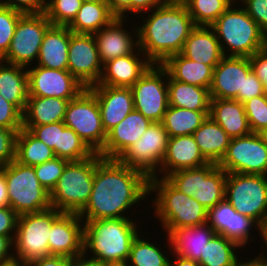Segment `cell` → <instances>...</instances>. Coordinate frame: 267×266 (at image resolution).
Masks as SVG:
<instances>
[{"mask_svg":"<svg viewBox=\"0 0 267 266\" xmlns=\"http://www.w3.org/2000/svg\"><path fill=\"white\" fill-rule=\"evenodd\" d=\"M149 179L142 171L124 165L118 159L103 158L96 153L92 192L85 208L79 213L80 218H129L125 214L127 210L151 196Z\"/></svg>","mask_w":267,"mask_h":266,"instance_id":"6da1fadb","label":"cell"},{"mask_svg":"<svg viewBox=\"0 0 267 266\" xmlns=\"http://www.w3.org/2000/svg\"><path fill=\"white\" fill-rule=\"evenodd\" d=\"M142 16L137 26L138 46L153 64H162L167 58L181 53L190 32L195 27L183 1L166 0ZM150 13V14H149Z\"/></svg>","mask_w":267,"mask_h":266,"instance_id":"7a4b0ae2","label":"cell"},{"mask_svg":"<svg viewBox=\"0 0 267 266\" xmlns=\"http://www.w3.org/2000/svg\"><path fill=\"white\" fill-rule=\"evenodd\" d=\"M133 219L130 217L83 220V256L98 263L127 261L131 245L141 233L140 226H137L134 222L136 220ZM87 252H91L92 256Z\"/></svg>","mask_w":267,"mask_h":266,"instance_id":"3957f363","label":"cell"},{"mask_svg":"<svg viewBox=\"0 0 267 266\" xmlns=\"http://www.w3.org/2000/svg\"><path fill=\"white\" fill-rule=\"evenodd\" d=\"M149 194L156 196L150 206L154 205L151 208L155 209L154 217H157L167 235L178 227H192L207 222L208 209L192 196L178 190L166 177H150Z\"/></svg>","mask_w":267,"mask_h":266,"instance_id":"277c9868","label":"cell"},{"mask_svg":"<svg viewBox=\"0 0 267 266\" xmlns=\"http://www.w3.org/2000/svg\"><path fill=\"white\" fill-rule=\"evenodd\" d=\"M211 27L224 56L251 57L267 46L266 34L242 6L231 5Z\"/></svg>","mask_w":267,"mask_h":266,"instance_id":"5b68a950","label":"cell"},{"mask_svg":"<svg viewBox=\"0 0 267 266\" xmlns=\"http://www.w3.org/2000/svg\"><path fill=\"white\" fill-rule=\"evenodd\" d=\"M96 153L81 161H70L50 192L51 207L79 214L88 203L94 181Z\"/></svg>","mask_w":267,"mask_h":266,"instance_id":"8992f818","label":"cell"},{"mask_svg":"<svg viewBox=\"0 0 267 266\" xmlns=\"http://www.w3.org/2000/svg\"><path fill=\"white\" fill-rule=\"evenodd\" d=\"M61 213L51 207L40 212L19 215L13 241L15 264L25 266L36 259L51 256L48 246L50 229Z\"/></svg>","mask_w":267,"mask_h":266,"instance_id":"52a82bcc","label":"cell"},{"mask_svg":"<svg viewBox=\"0 0 267 266\" xmlns=\"http://www.w3.org/2000/svg\"><path fill=\"white\" fill-rule=\"evenodd\" d=\"M0 169L6 179L9 206L18 215L51 208L50 192L38 181L33 166L14 160Z\"/></svg>","mask_w":267,"mask_h":266,"instance_id":"ba28073f","label":"cell"},{"mask_svg":"<svg viewBox=\"0 0 267 266\" xmlns=\"http://www.w3.org/2000/svg\"><path fill=\"white\" fill-rule=\"evenodd\" d=\"M178 190L192 196L208 210L225 198L227 173L215 163L180 169L166 177Z\"/></svg>","mask_w":267,"mask_h":266,"instance_id":"9c48e42d","label":"cell"},{"mask_svg":"<svg viewBox=\"0 0 267 266\" xmlns=\"http://www.w3.org/2000/svg\"><path fill=\"white\" fill-rule=\"evenodd\" d=\"M225 198L238 213L259 224L267 215V176L227 173Z\"/></svg>","mask_w":267,"mask_h":266,"instance_id":"30bf717a","label":"cell"},{"mask_svg":"<svg viewBox=\"0 0 267 266\" xmlns=\"http://www.w3.org/2000/svg\"><path fill=\"white\" fill-rule=\"evenodd\" d=\"M64 124L73 129L95 153L103 149L107 134L102 126L96 96L88 88L68 102Z\"/></svg>","mask_w":267,"mask_h":266,"instance_id":"8fae6325","label":"cell"},{"mask_svg":"<svg viewBox=\"0 0 267 266\" xmlns=\"http://www.w3.org/2000/svg\"><path fill=\"white\" fill-rule=\"evenodd\" d=\"M52 25L44 13L23 14L16 25L7 53L0 59L28 68L37 62L42 40Z\"/></svg>","mask_w":267,"mask_h":266,"instance_id":"7c38bea8","label":"cell"},{"mask_svg":"<svg viewBox=\"0 0 267 266\" xmlns=\"http://www.w3.org/2000/svg\"><path fill=\"white\" fill-rule=\"evenodd\" d=\"M167 81L165 68L161 64H152L131 87L134 109L151 122H162L169 106Z\"/></svg>","mask_w":267,"mask_h":266,"instance_id":"4fadbf2b","label":"cell"},{"mask_svg":"<svg viewBox=\"0 0 267 266\" xmlns=\"http://www.w3.org/2000/svg\"><path fill=\"white\" fill-rule=\"evenodd\" d=\"M169 138L161 122H152L140 139L127 148L118 160L142 171L149 178L158 175Z\"/></svg>","mask_w":267,"mask_h":266,"instance_id":"5bb4252c","label":"cell"},{"mask_svg":"<svg viewBox=\"0 0 267 266\" xmlns=\"http://www.w3.org/2000/svg\"><path fill=\"white\" fill-rule=\"evenodd\" d=\"M218 166L226 173L267 176V143L253 132L232 138Z\"/></svg>","mask_w":267,"mask_h":266,"instance_id":"9a60e30c","label":"cell"},{"mask_svg":"<svg viewBox=\"0 0 267 266\" xmlns=\"http://www.w3.org/2000/svg\"><path fill=\"white\" fill-rule=\"evenodd\" d=\"M68 71L85 88L98 84L103 71V63L92 34H79L71 31Z\"/></svg>","mask_w":267,"mask_h":266,"instance_id":"2e32d148","label":"cell"},{"mask_svg":"<svg viewBox=\"0 0 267 266\" xmlns=\"http://www.w3.org/2000/svg\"><path fill=\"white\" fill-rule=\"evenodd\" d=\"M29 96L72 100L86 89L68 70L27 68Z\"/></svg>","mask_w":267,"mask_h":266,"instance_id":"e0dca14e","label":"cell"},{"mask_svg":"<svg viewBox=\"0 0 267 266\" xmlns=\"http://www.w3.org/2000/svg\"><path fill=\"white\" fill-rule=\"evenodd\" d=\"M251 70L249 57L224 56L214 68L210 98L243 103L244 78Z\"/></svg>","mask_w":267,"mask_h":266,"instance_id":"ac0fdd59","label":"cell"},{"mask_svg":"<svg viewBox=\"0 0 267 266\" xmlns=\"http://www.w3.org/2000/svg\"><path fill=\"white\" fill-rule=\"evenodd\" d=\"M207 223L216 234L237 243L241 249L252 242V238L255 239L251 234L254 231L250 230L253 227L258 230V223L251 217L238 213L226 198L208 210Z\"/></svg>","mask_w":267,"mask_h":266,"instance_id":"d6986e66","label":"cell"},{"mask_svg":"<svg viewBox=\"0 0 267 266\" xmlns=\"http://www.w3.org/2000/svg\"><path fill=\"white\" fill-rule=\"evenodd\" d=\"M84 221L77 213L62 212L52 223L48 246L50 255L70 259L83 256Z\"/></svg>","mask_w":267,"mask_h":266,"instance_id":"ffe728a7","label":"cell"},{"mask_svg":"<svg viewBox=\"0 0 267 266\" xmlns=\"http://www.w3.org/2000/svg\"><path fill=\"white\" fill-rule=\"evenodd\" d=\"M127 20L129 19L116 17L93 34L103 64L111 59L134 53L139 48L137 27L132 29L133 33L132 30H125Z\"/></svg>","mask_w":267,"mask_h":266,"instance_id":"44dd1931","label":"cell"},{"mask_svg":"<svg viewBox=\"0 0 267 266\" xmlns=\"http://www.w3.org/2000/svg\"><path fill=\"white\" fill-rule=\"evenodd\" d=\"M152 64L138 48L134 53L104 63L101 78L95 85L131 88Z\"/></svg>","mask_w":267,"mask_h":266,"instance_id":"7402d4cb","label":"cell"},{"mask_svg":"<svg viewBox=\"0 0 267 266\" xmlns=\"http://www.w3.org/2000/svg\"><path fill=\"white\" fill-rule=\"evenodd\" d=\"M88 89L96 96L106 134L134 110L131 88L92 85Z\"/></svg>","mask_w":267,"mask_h":266,"instance_id":"603a6c76","label":"cell"},{"mask_svg":"<svg viewBox=\"0 0 267 266\" xmlns=\"http://www.w3.org/2000/svg\"><path fill=\"white\" fill-rule=\"evenodd\" d=\"M151 123L139 111L132 110L107 133L104 147L99 154L103 158L118 159L127 148L140 139Z\"/></svg>","mask_w":267,"mask_h":266,"instance_id":"cb8c5ba5","label":"cell"},{"mask_svg":"<svg viewBox=\"0 0 267 266\" xmlns=\"http://www.w3.org/2000/svg\"><path fill=\"white\" fill-rule=\"evenodd\" d=\"M208 163L192 135L170 137L158 175L155 176L167 177L177 170L199 168Z\"/></svg>","mask_w":267,"mask_h":266,"instance_id":"d4e9b609","label":"cell"},{"mask_svg":"<svg viewBox=\"0 0 267 266\" xmlns=\"http://www.w3.org/2000/svg\"><path fill=\"white\" fill-rule=\"evenodd\" d=\"M215 234L214 229L207 222L192 227H178L166 237L168 241L166 245L170 246L167 250H172L173 255L198 262L207 243Z\"/></svg>","mask_w":267,"mask_h":266,"instance_id":"484cf974","label":"cell"},{"mask_svg":"<svg viewBox=\"0 0 267 266\" xmlns=\"http://www.w3.org/2000/svg\"><path fill=\"white\" fill-rule=\"evenodd\" d=\"M181 54L187 59L215 68L224 57L211 26H195L185 41Z\"/></svg>","mask_w":267,"mask_h":266,"instance_id":"4316f807","label":"cell"},{"mask_svg":"<svg viewBox=\"0 0 267 266\" xmlns=\"http://www.w3.org/2000/svg\"><path fill=\"white\" fill-rule=\"evenodd\" d=\"M71 30L68 26L51 25L44 34L37 63L48 69L68 70Z\"/></svg>","mask_w":267,"mask_h":266,"instance_id":"83f0119b","label":"cell"},{"mask_svg":"<svg viewBox=\"0 0 267 266\" xmlns=\"http://www.w3.org/2000/svg\"><path fill=\"white\" fill-rule=\"evenodd\" d=\"M232 138L251 133L244 104L237 100L211 99L208 115Z\"/></svg>","mask_w":267,"mask_h":266,"instance_id":"f1b7e54d","label":"cell"},{"mask_svg":"<svg viewBox=\"0 0 267 266\" xmlns=\"http://www.w3.org/2000/svg\"><path fill=\"white\" fill-rule=\"evenodd\" d=\"M161 65L174 80L210 89L214 68L209 65L187 59L181 53L170 56Z\"/></svg>","mask_w":267,"mask_h":266,"instance_id":"f546056e","label":"cell"},{"mask_svg":"<svg viewBox=\"0 0 267 266\" xmlns=\"http://www.w3.org/2000/svg\"><path fill=\"white\" fill-rule=\"evenodd\" d=\"M0 95L24 113L29 97L27 68L0 60Z\"/></svg>","mask_w":267,"mask_h":266,"instance_id":"4dcf8cb0","label":"cell"},{"mask_svg":"<svg viewBox=\"0 0 267 266\" xmlns=\"http://www.w3.org/2000/svg\"><path fill=\"white\" fill-rule=\"evenodd\" d=\"M203 157L209 163L219 164L225 156L231 138L209 116L192 134Z\"/></svg>","mask_w":267,"mask_h":266,"instance_id":"1f68e13d","label":"cell"},{"mask_svg":"<svg viewBox=\"0 0 267 266\" xmlns=\"http://www.w3.org/2000/svg\"><path fill=\"white\" fill-rule=\"evenodd\" d=\"M68 100L29 96L23 113V126H40L64 121Z\"/></svg>","mask_w":267,"mask_h":266,"instance_id":"d6a6232c","label":"cell"},{"mask_svg":"<svg viewBox=\"0 0 267 266\" xmlns=\"http://www.w3.org/2000/svg\"><path fill=\"white\" fill-rule=\"evenodd\" d=\"M167 85L169 106L193 111H209L211 98L208 88L180 82L169 75Z\"/></svg>","mask_w":267,"mask_h":266,"instance_id":"836d02e7","label":"cell"},{"mask_svg":"<svg viewBox=\"0 0 267 266\" xmlns=\"http://www.w3.org/2000/svg\"><path fill=\"white\" fill-rule=\"evenodd\" d=\"M114 18L106 0L83 2L76 17L68 28L73 33L95 34Z\"/></svg>","mask_w":267,"mask_h":266,"instance_id":"e575fe53","label":"cell"},{"mask_svg":"<svg viewBox=\"0 0 267 266\" xmlns=\"http://www.w3.org/2000/svg\"><path fill=\"white\" fill-rule=\"evenodd\" d=\"M208 115L209 111H193L168 106L161 123L169 137L192 135L202 125Z\"/></svg>","mask_w":267,"mask_h":266,"instance_id":"d590c367","label":"cell"},{"mask_svg":"<svg viewBox=\"0 0 267 266\" xmlns=\"http://www.w3.org/2000/svg\"><path fill=\"white\" fill-rule=\"evenodd\" d=\"M55 157L53 149L36 138L29 130L22 128L18 132L15 150L17 162L34 167Z\"/></svg>","mask_w":267,"mask_h":266,"instance_id":"8d00e7d4","label":"cell"},{"mask_svg":"<svg viewBox=\"0 0 267 266\" xmlns=\"http://www.w3.org/2000/svg\"><path fill=\"white\" fill-rule=\"evenodd\" d=\"M241 248L223 235L215 234L207 243L198 263L200 266H236ZM239 250V252H237Z\"/></svg>","mask_w":267,"mask_h":266,"instance_id":"74e56055","label":"cell"},{"mask_svg":"<svg viewBox=\"0 0 267 266\" xmlns=\"http://www.w3.org/2000/svg\"><path fill=\"white\" fill-rule=\"evenodd\" d=\"M134 239L127 260L129 266H169L170 255L163 251L155 241L154 243L140 235ZM156 243V244H155ZM155 244V245H154ZM160 248V249H159ZM162 249V250H161Z\"/></svg>","mask_w":267,"mask_h":266,"instance_id":"f35d334b","label":"cell"},{"mask_svg":"<svg viewBox=\"0 0 267 266\" xmlns=\"http://www.w3.org/2000/svg\"><path fill=\"white\" fill-rule=\"evenodd\" d=\"M195 26H211L231 4L226 0H182Z\"/></svg>","mask_w":267,"mask_h":266,"instance_id":"ab89813d","label":"cell"},{"mask_svg":"<svg viewBox=\"0 0 267 266\" xmlns=\"http://www.w3.org/2000/svg\"><path fill=\"white\" fill-rule=\"evenodd\" d=\"M95 152L71 128L60 131L59 158L68 161H81L93 156Z\"/></svg>","mask_w":267,"mask_h":266,"instance_id":"60d3db41","label":"cell"},{"mask_svg":"<svg viewBox=\"0 0 267 266\" xmlns=\"http://www.w3.org/2000/svg\"><path fill=\"white\" fill-rule=\"evenodd\" d=\"M82 4L81 0H45L44 14L52 25L69 26Z\"/></svg>","mask_w":267,"mask_h":266,"instance_id":"b9f144b4","label":"cell"},{"mask_svg":"<svg viewBox=\"0 0 267 266\" xmlns=\"http://www.w3.org/2000/svg\"><path fill=\"white\" fill-rule=\"evenodd\" d=\"M69 162L70 161L66 159L55 157L52 160L34 166V170L40 184L47 191L51 192Z\"/></svg>","mask_w":267,"mask_h":266,"instance_id":"7bdbcfd3","label":"cell"},{"mask_svg":"<svg viewBox=\"0 0 267 266\" xmlns=\"http://www.w3.org/2000/svg\"><path fill=\"white\" fill-rule=\"evenodd\" d=\"M23 14L0 4V59L7 53L16 25Z\"/></svg>","mask_w":267,"mask_h":266,"instance_id":"ee69618b","label":"cell"},{"mask_svg":"<svg viewBox=\"0 0 267 266\" xmlns=\"http://www.w3.org/2000/svg\"><path fill=\"white\" fill-rule=\"evenodd\" d=\"M243 104L251 132L258 133L267 126V94L253 97Z\"/></svg>","mask_w":267,"mask_h":266,"instance_id":"f6af8a7d","label":"cell"},{"mask_svg":"<svg viewBox=\"0 0 267 266\" xmlns=\"http://www.w3.org/2000/svg\"><path fill=\"white\" fill-rule=\"evenodd\" d=\"M65 127L66 125L64 124V121L40 126H23V128L29 130L36 138L53 149L55 156L58 158L60 131H62Z\"/></svg>","mask_w":267,"mask_h":266,"instance_id":"bcb514c9","label":"cell"},{"mask_svg":"<svg viewBox=\"0 0 267 266\" xmlns=\"http://www.w3.org/2000/svg\"><path fill=\"white\" fill-rule=\"evenodd\" d=\"M0 126L14 131L23 128V113L0 95Z\"/></svg>","mask_w":267,"mask_h":266,"instance_id":"7dc6e473","label":"cell"},{"mask_svg":"<svg viewBox=\"0 0 267 266\" xmlns=\"http://www.w3.org/2000/svg\"><path fill=\"white\" fill-rule=\"evenodd\" d=\"M19 131L0 126V167L15 160L16 137Z\"/></svg>","mask_w":267,"mask_h":266,"instance_id":"c3c4849f","label":"cell"},{"mask_svg":"<svg viewBox=\"0 0 267 266\" xmlns=\"http://www.w3.org/2000/svg\"><path fill=\"white\" fill-rule=\"evenodd\" d=\"M241 6L267 36V0H242Z\"/></svg>","mask_w":267,"mask_h":266,"instance_id":"681fc988","label":"cell"},{"mask_svg":"<svg viewBox=\"0 0 267 266\" xmlns=\"http://www.w3.org/2000/svg\"><path fill=\"white\" fill-rule=\"evenodd\" d=\"M19 215L10 207H0V235L15 238Z\"/></svg>","mask_w":267,"mask_h":266,"instance_id":"f907efd6","label":"cell"},{"mask_svg":"<svg viewBox=\"0 0 267 266\" xmlns=\"http://www.w3.org/2000/svg\"><path fill=\"white\" fill-rule=\"evenodd\" d=\"M252 71L263 84L267 93V46L249 57Z\"/></svg>","mask_w":267,"mask_h":266,"instance_id":"816d5d0a","label":"cell"},{"mask_svg":"<svg viewBox=\"0 0 267 266\" xmlns=\"http://www.w3.org/2000/svg\"><path fill=\"white\" fill-rule=\"evenodd\" d=\"M0 4L27 13H44L45 0H0Z\"/></svg>","mask_w":267,"mask_h":266,"instance_id":"f5cc1de1","label":"cell"},{"mask_svg":"<svg viewBox=\"0 0 267 266\" xmlns=\"http://www.w3.org/2000/svg\"><path fill=\"white\" fill-rule=\"evenodd\" d=\"M265 89L261 81L257 78L255 73L251 70L244 78L243 85V103L253 97L266 95Z\"/></svg>","mask_w":267,"mask_h":266,"instance_id":"db71d44e","label":"cell"},{"mask_svg":"<svg viewBox=\"0 0 267 266\" xmlns=\"http://www.w3.org/2000/svg\"><path fill=\"white\" fill-rule=\"evenodd\" d=\"M13 241L14 238L0 235V266H10L15 264L14 252H10L14 248Z\"/></svg>","mask_w":267,"mask_h":266,"instance_id":"11a10c76","label":"cell"},{"mask_svg":"<svg viewBox=\"0 0 267 266\" xmlns=\"http://www.w3.org/2000/svg\"><path fill=\"white\" fill-rule=\"evenodd\" d=\"M111 13L115 17L128 18L132 13V0H106ZM127 13V14H126Z\"/></svg>","mask_w":267,"mask_h":266,"instance_id":"9f6ffc18","label":"cell"},{"mask_svg":"<svg viewBox=\"0 0 267 266\" xmlns=\"http://www.w3.org/2000/svg\"><path fill=\"white\" fill-rule=\"evenodd\" d=\"M166 0H132V14L142 16L145 12L162 5Z\"/></svg>","mask_w":267,"mask_h":266,"instance_id":"6f0895ef","label":"cell"},{"mask_svg":"<svg viewBox=\"0 0 267 266\" xmlns=\"http://www.w3.org/2000/svg\"><path fill=\"white\" fill-rule=\"evenodd\" d=\"M69 264L70 258L65 256L51 255L31 261L25 266H69Z\"/></svg>","mask_w":267,"mask_h":266,"instance_id":"680465c9","label":"cell"},{"mask_svg":"<svg viewBox=\"0 0 267 266\" xmlns=\"http://www.w3.org/2000/svg\"><path fill=\"white\" fill-rule=\"evenodd\" d=\"M257 233L259 234V237L261 236L260 239L263 240L262 241L263 244H261V246H263V247H264V245L266 246L265 248L262 247L261 250L267 249V215L258 224ZM262 253H264V254H262ZM257 256L260 258H263V259H267V252L262 251L261 254H259Z\"/></svg>","mask_w":267,"mask_h":266,"instance_id":"91938a15","label":"cell"},{"mask_svg":"<svg viewBox=\"0 0 267 266\" xmlns=\"http://www.w3.org/2000/svg\"><path fill=\"white\" fill-rule=\"evenodd\" d=\"M2 206H9V199L6 179L3 171L0 169V207Z\"/></svg>","mask_w":267,"mask_h":266,"instance_id":"94428289","label":"cell"},{"mask_svg":"<svg viewBox=\"0 0 267 266\" xmlns=\"http://www.w3.org/2000/svg\"><path fill=\"white\" fill-rule=\"evenodd\" d=\"M175 259L173 261L170 259L169 266H200L197 261L191 259L183 258L178 255H172Z\"/></svg>","mask_w":267,"mask_h":266,"instance_id":"6125c7cd","label":"cell"},{"mask_svg":"<svg viewBox=\"0 0 267 266\" xmlns=\"http://www.w3.org/2000/svg\"><path fill=\"white\" fill-rule=\"evenodd\" d=\"M69 266H100L95 260H90L84 256L70 259Z\"/></svg>","mask_w":267,"mask_h":266,"instance_id":"be15d7a7","label":"cell"},{"mask_svg":"<svg viewBox=\"0 0 267 266\" xmlns=\"http://www.w3.org/2000/svg\"><path fill=\"white\" fill-rule=\"evenodd\" d=\"M239 258V262L236 266H267V259L260 258L256 256L254 259H250L249 261L244 262L246 259Z\"/></svg>","mask_w":267,"mask_h":266,"instance_id":"e7e4bbea","label":"cell"},{"mask_svg":"<svg viewBox=\"0 0 267 266\" xmlns=\"http://www.w3.org/2000/svg\"><path fill=\"white\" fill-rule=\"evenodd\" d=\"M100 266H129L127 261H112L100 263Z\"/></svg>","mask_w":267,"mask_h":266,"instance_id":"03108f58","label":"cell"},{"mask_svg":"<svg viewBox=\"0 0 267 266\" xmlns=\"http://www.w3.org/2000/svg\"><path fill=\"white\" fill-rule=\"evenodd\" d=\"M258 134L267 143V126L260 130Z\"/></svg>","mask_w":267,"mask_h":266,"instance_id":"003e7915","label":"cell"},{"mask_svg":"<svg viewBox=\"0 0 267 266\" xmlns=\"http://www.w3.org/2000/svg\"><path fill=\"white\" fill-rule=\"evenodd\" d=\"M227 2H229L231 5H241L240 3H242V0H226ZM238 2V3H237Z\"/></svg>","mask_w":267,"mask_h":266,"instance_id":"a7ac6f4b","label":"cell"},{"mask_svg":"<svg viewBox=\"0 0 267 266\" xmlns=\"http://www.w3.org/2000/svg\"><path fill=\"white\" fill-rule=\"evenodd\" d=\"M82 2H94V1H98V0H81Z\"/></svg>","mask_w":267,"mask_h":266,"instance_id":"89a4df30","label":"cell"},{"mask_svg":"<svg viewBox=\"0 0 267 266\" xmlns=\"http://www.w3.org/2000/svg\"><path fill=\"white\" fill-rule=\"evenodd\" d=\"M10 266H21V265H18V264H13V265H10Z\"/></svg>","mask_w":267,"mask_h":266,"instance_id":"2644e50d","label":"cell"}]
</instances>
